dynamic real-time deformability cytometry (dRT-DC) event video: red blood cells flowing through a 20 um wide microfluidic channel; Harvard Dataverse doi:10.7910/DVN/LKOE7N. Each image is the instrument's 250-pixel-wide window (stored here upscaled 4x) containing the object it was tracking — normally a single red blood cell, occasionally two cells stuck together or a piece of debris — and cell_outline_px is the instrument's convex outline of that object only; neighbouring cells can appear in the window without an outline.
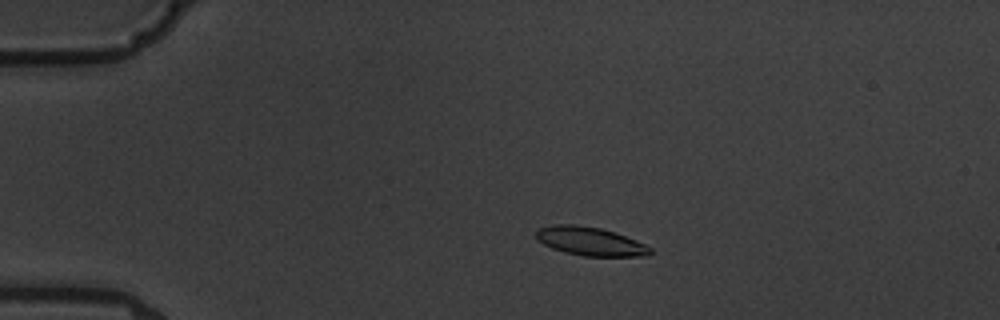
{"species": "common noctule bat (a hibernating species)", "species_latin": "Nyctalus noctula", "temperature_condition": "warm", "stored_images_in_passage": 8, "camera_frame_rate_fps": 3000, "um_per_image_px": 0.085, "animal": {"sex": "male", "body_mass_g": 19.5, "forearm_length_mm": 54.6}, "frame": {"image": 1, "passage_image": 4, "time_ms": 3.333, "image_size_px": [1000, 320], "cell_outline_px": [[652, 252], [648, 256], [584, 256], [564, 252], [552, 248], [536, 240], [536, 228], [552, 224], [572, 224], [600, 228], [616, 232], [636, 240], [652, 248]], "centroid_in_image_um": [50.14, 20.5], "position_along_channel_um": 34.9, "area_um2": 19.19}}
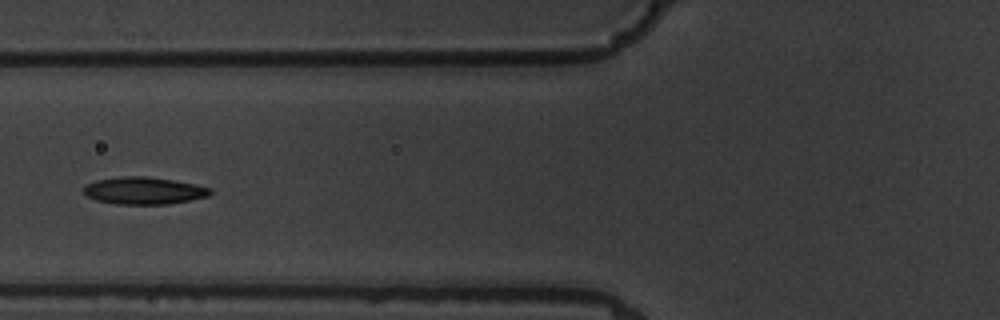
{"frame": {"image": 2, "passage_image": 7, "time_ms": 7.0, "image_size_px": [1000, 320], "cell_outline_px": [[212, 192], [208, 196], [168, 204], [116, 204], [96, 200], [88, 196], [84, 192], [84, 184], [96, 180], [120, 176], [148, 176], [196, 184], [212, 188]], "centroid_in_image_um": [12.22, 16.19], "position_along_channel_um": 113.6, "area_um2": 20.11}}
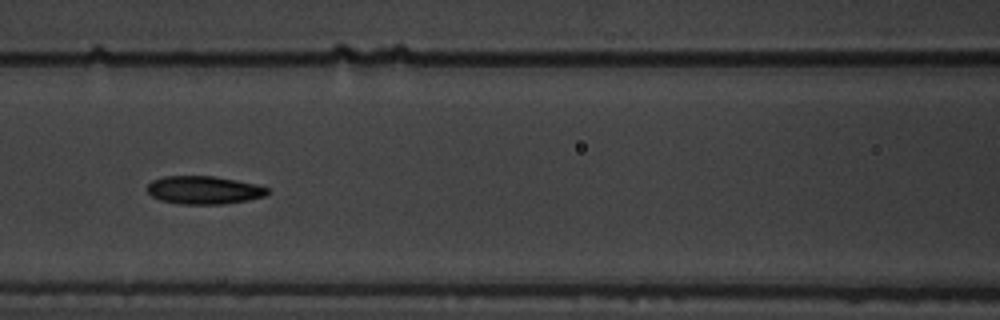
{"frame": {"image": 3, "passage_image": 8, "time_ms": 8.0, "image_size_px": [1000, 320], "cell_outline_px": [[268, 196], [248, 200], [224, 204], [180, 204], [160, 200], [152, 196], [148, 192], [148, 184], [152, 180], [164, 176], [216, 176], [256, 184], [268, 188]], "centroid_in_image_um": [17.35, 16.15], "position_along_channel_um": 149.2, "area_um2": 19.77}}